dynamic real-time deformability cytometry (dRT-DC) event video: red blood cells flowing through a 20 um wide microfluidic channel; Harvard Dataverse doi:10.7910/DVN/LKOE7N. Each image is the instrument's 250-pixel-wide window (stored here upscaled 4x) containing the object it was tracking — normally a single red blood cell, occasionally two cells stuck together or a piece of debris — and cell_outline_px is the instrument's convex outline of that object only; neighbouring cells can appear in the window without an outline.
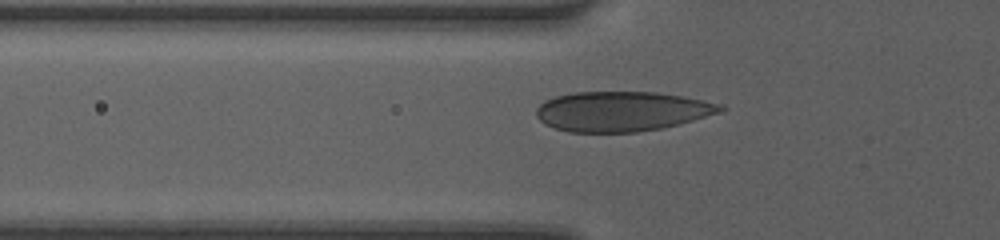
{"species": "human", "species_latin": "Homo sapiens", "temperature_condition": "room temperature", "stored_images_in_passage": 36, "camera_frame_rate_fps": 3000, "um_per_image_px": 0.085, "donor": {"sex": "female"}, "frame": {"image": 1, "passage_image": 4, "time_ms": 1.0, "image_size_px": [1000, 240], "cell_outline_px": [[728, 108], [724, 112], [680, 124], [660, 128], [636, 132], [568, 132], [544, 124], [536, 116], [536, 108], [544, 100], [556, 96], [572, 92], [656, 92], [680, 96], [724, 104]], "centroid_in_image_um": [52.89, 9.46], "position_along_channel_um": 72.9, "area_um2": 43.06}}
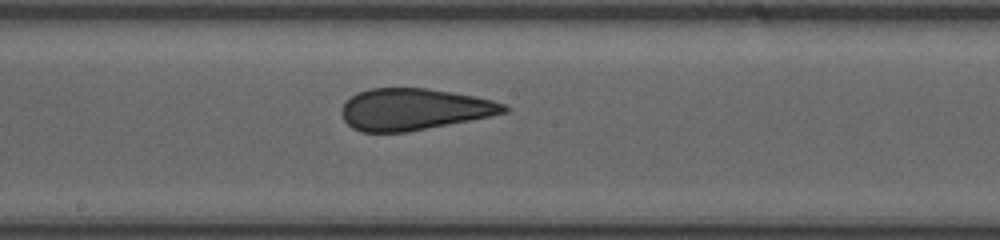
{"frame": {"image": 2, "passage_image": 14, "time_ms": 4.333, "image_size_px": [1000, 240], "cell_outline_px": [[508, 112], [408, 132], [360, 132], [352, 128], [344, 120], [340, 112], [340, 108], [356, 92], [372, 88], [428, 88], [472, 96], [492, 100], [504, 104], [508, 108]], "centroid_in_image_um": [35.12, 9.29], "position_along_channel_um": 213.1, "area_um2": 39.07}}
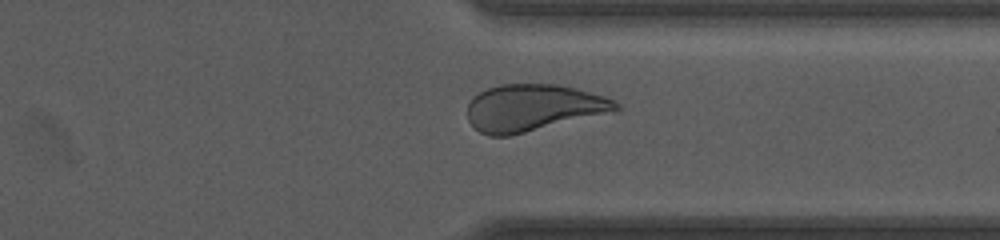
{"frame": {"image": 3, "passage_image": 25, "time_ms": 8.0, "image_size_px": [1000, 240], "cell_outline_px": [[620, 108], [616, 112], [508, 136], [488, 136], [472, 128], [468, 120], [468, 104], [480, 92], [488, 88], [500, 84], [556, 84], [576, 88], [604, 96], [620, 104]], "centroid_in_image_um": [45.34, 9.17], "position_along_channel_um": 366.1, "area_um2": 40.69}}